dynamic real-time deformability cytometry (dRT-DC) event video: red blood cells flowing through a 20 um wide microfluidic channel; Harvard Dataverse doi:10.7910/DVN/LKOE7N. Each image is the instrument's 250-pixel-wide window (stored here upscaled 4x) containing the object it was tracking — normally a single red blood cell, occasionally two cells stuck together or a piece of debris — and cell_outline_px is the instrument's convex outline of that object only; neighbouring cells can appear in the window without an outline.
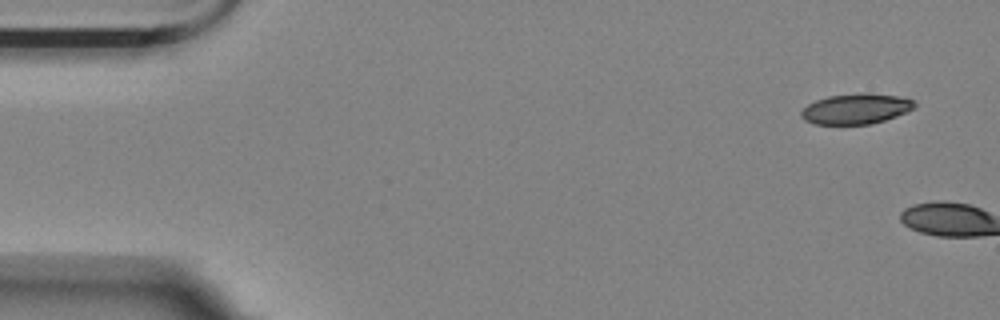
{"species": "Egyptian fruit bat (a non-hibernating species)", "species_latin": "Rousettus aegyptiacus", "temperature_condition": "room temperature", "stored_images_in_passage": 2, "camera_frame_rate_fps": 3000, "um_per_image_px": 0.085, "animal": {"sex": "female"}, "frame": {"image": 1, "passage_image": 1, "time_ms": 0.0, "image_size_px": [1000, 320], "cell_outline_px": [[916, 108], [908, 112], [872, 124], [816, 124], [804, 120], [800, 116], [800, 112], [808, 104], [816, 100], [828, 96], [860, 92], [868, 92], [896, 96], [912, 100], [916, 104]], "centroid_in_image_um": [72.76, 9.24], "position_along_channel_um": 12.2, "area_um2": 20.23}}